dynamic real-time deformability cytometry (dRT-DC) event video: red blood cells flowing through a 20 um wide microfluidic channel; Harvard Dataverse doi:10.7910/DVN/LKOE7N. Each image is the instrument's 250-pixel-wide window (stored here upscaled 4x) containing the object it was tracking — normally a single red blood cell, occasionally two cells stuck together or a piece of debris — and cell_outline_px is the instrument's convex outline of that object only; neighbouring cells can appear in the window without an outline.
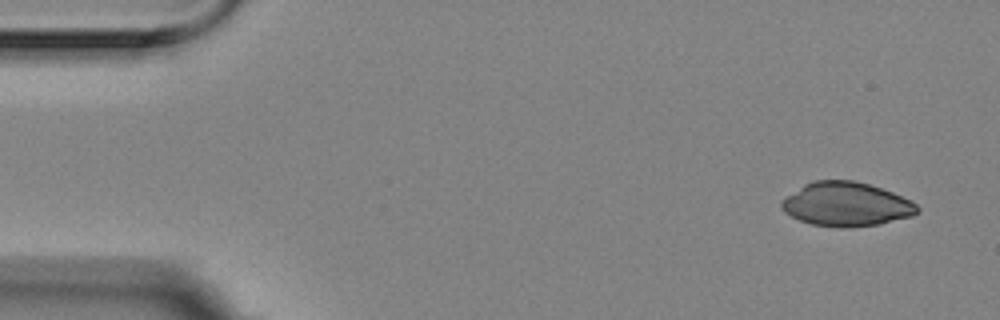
{"species": "Egyptian fruit bat (a non-hibernating species)", "species_latin": "Rousettus aegyptiacus", "temperature_condition": "room temperature", "stored_images_in_passage": 4, "camera_frame_rate_fps": 3000, "um_per_image_px": 0.085, "animal": {"sex": "female"}, "frame": {"image": 1, "passage_image": 1, "time_ms": 0.0, "image_size_px": [1000, 320], "cell_outline_px": [[920, 212], [912, 216], [880, 224], [840, 228], [812, 224], [800, 220], [784, 212], [780, 204], [780, 200], [804, 184], [812, 180], [852, 180], [868, 184], [892, 192], [916, 204], [920, 208]], "centroid_in_image_um": [71.91, 17.36], "position_along_channel_um": 13.1, "area_um2": 34.74}}